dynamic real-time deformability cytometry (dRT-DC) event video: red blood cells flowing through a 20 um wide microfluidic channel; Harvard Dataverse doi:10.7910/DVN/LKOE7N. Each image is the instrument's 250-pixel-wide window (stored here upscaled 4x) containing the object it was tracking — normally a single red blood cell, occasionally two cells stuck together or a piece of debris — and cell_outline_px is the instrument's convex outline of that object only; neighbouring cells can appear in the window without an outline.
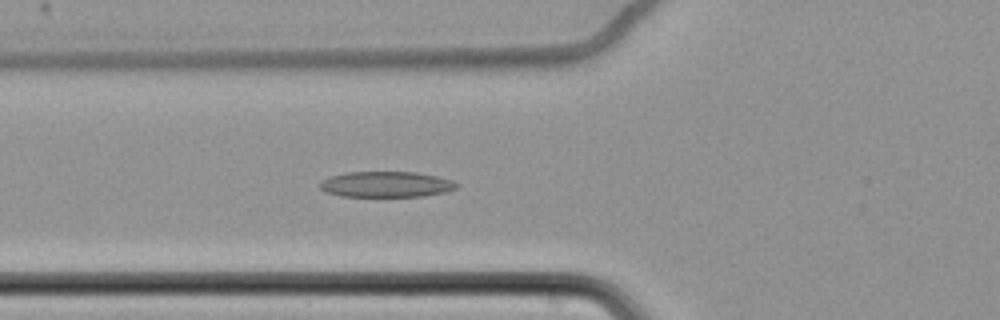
{"species": "common noctule bat (a hibernating species)", "species_latin": "Nyctalus noctula", "temperature_condition": "cold", "stored_images_in_passage": 52, "camera_frame_rate_fps": 3000, "um_per_image_px": 0.085, "animal": {"sex": "female", "body_mass_g": 22.7, "forearm_length_mm": 54.2}, "frame": {"image": 1, "passage_image": 15, "time_ms": 4.667, "image_size_px": [1000, 320], "cell_outline_px": [[460, 184], [456, 188], [448, 192], [424, 196], [340, 196], [324, 192], [320, 188], [320, 184], [324, 180], [332, 176], [348, 172], [416, 172], [436, 176], [452, 180]], "centroid_in_image_um": [32.87, 15.67], "position_along_channel_um": 92.9, "area_um2": 20.46}}
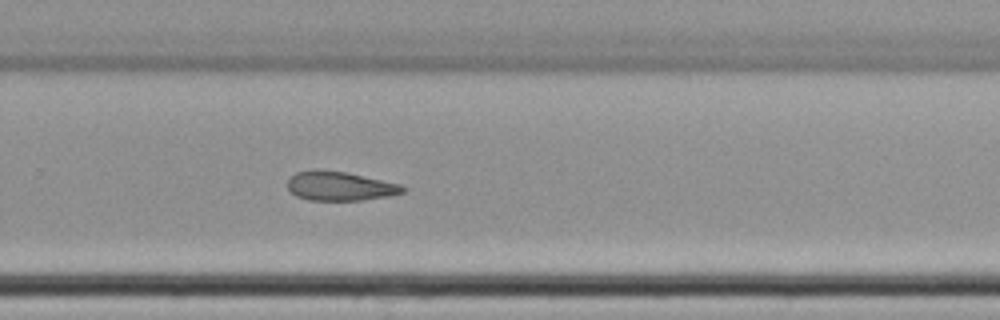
{"frame": {"image": 2, "passage_image": 33, "time_ms": 10.667, "image_size_px": [1000, 320], "cell_outline_px": [[408, 188], [404, 192], [392, 196], [360, 200], [308, 200], [296, 196], [288, 188], [288, 176], [296, 172], [312, 168], [316, 168], [348, 172], [400, 184]], "centroid_in_image_um": [28.88, 15.79], "position_along_channel_um": 300.9, "area_um2": 20.0}}
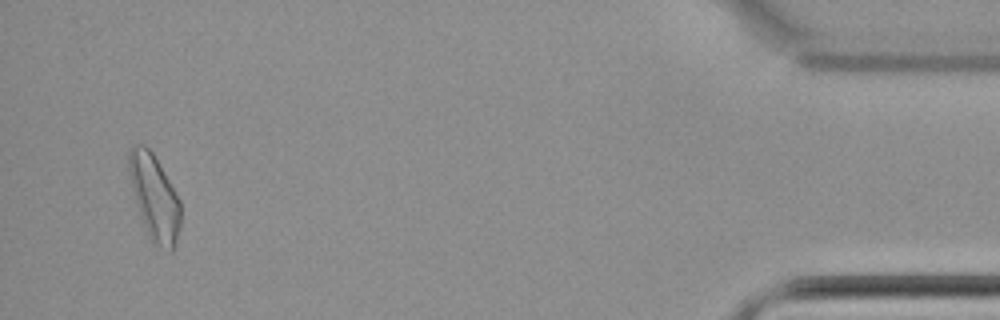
{"frame": {"image": 3, "passage_image": 50, "time_ms": 16.333, "image_size_px": [1000, 320], "cell_outline_px": [[180, 228], [172, 252], [168, 252], [152, 244], [148, 236], [136, 204], [132, 188], [128, 168], [128, 152], [132, 144], [144, 144], [152, 152], [176, 192], [180, 200]], "centroid_in_image_um": [13.12, 16.8], "position_along_channel_um": 422.1, "area_um2": 25.84}, "authors_computed_cell_mechanics": {"area_um2": 21.0681, "velocity_mm_per_s": 3.4676, "shape_relaxation_time_tau1_ms": null, "shape_relaxation_time_tau2_ms": 8.657, "deformation_change_tau1": null, "deformation_change_tau2": 0.1449}}